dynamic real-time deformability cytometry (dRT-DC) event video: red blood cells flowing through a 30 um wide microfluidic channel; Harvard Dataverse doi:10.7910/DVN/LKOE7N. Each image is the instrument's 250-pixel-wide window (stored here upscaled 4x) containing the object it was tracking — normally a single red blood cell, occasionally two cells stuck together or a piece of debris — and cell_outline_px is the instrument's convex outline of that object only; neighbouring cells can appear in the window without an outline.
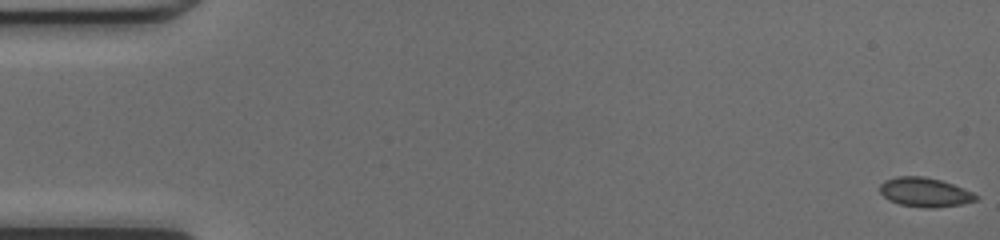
{"species": "common noctule bat (a hibernating species)", "species_latin": "Nyctalus noctula", "temperature_condition": "cold", "stored_images_in_passage": 49, "camera_frame_rate_fps": 3000, "um_per_image_px": 0.085, "animal": {"sex": "female", "body_mass_g": 17.0, "forearm_length_mm": 48.0}, "frame": {"image": 1, "passage_image": 1, "time_ms": 0.0, "image_size_px": [1000, 240], "cell_outline_px": [[980, 200], [960, 204], [932, 208], [928, 208], [900, 204], [888, 200], [880, 192], [880, 184], [884, 180], [896, 176], [924, 176], [940, 180], [964, 188], [980, 196]], "centroid_in_image_um": [78.63, 16.33], "position_along_channel_um": 6.4, "area_um2": 16.42}}
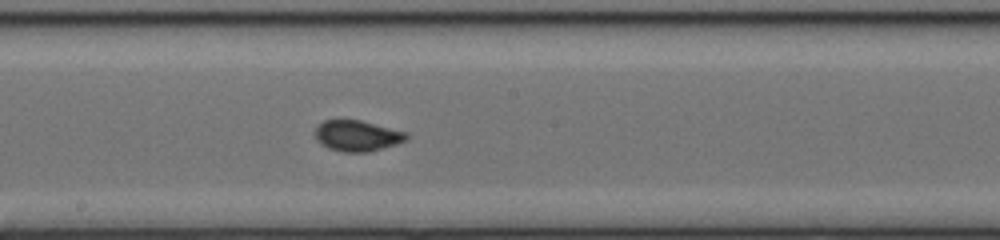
{"frame": {"image": 2, "passage_image": 27, "time_ms": 8.667, "image_size_px": [1000, 240], "cell_outline_px": [[408, 140], [396, 144], [368, 152], [344, 152], [328, 148], [320, 144], [316, 140], [316, 128], [324, 120], [360, 120], [408, 132]], "centroid_in_image_um": [30.38, 11.54], "position_along_channel_um": 217.8, "area_um2": 16.42}}
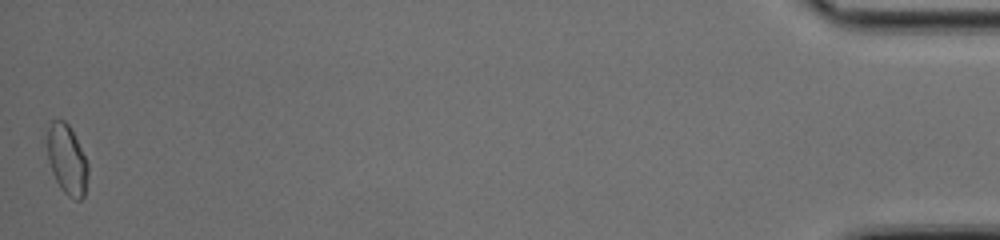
{"frame": {"image": 3, "passage_image": 49, "time_ms": 16.0, "image_size_px": [1000, 240], "cell_outline_px": [[88, 176], [84, 196], [80, 200], [72, 200], [60, 188], [52, 172], [48, 160], [48, 128], [52, 120], [64, 120], [68, 124], [88, 164]], "centroid_in_image_um": [5.7, 13.62], "position_along_channel_um": 429.5, "area_um2": 16.36}, "authors_computed_cell_mechanics": {"area_um2": 16.0684, "velocity_mm_per_s": 4.253, "shape_relaxation_time_tau1_ms": 9.1259, "shape_relaxation_time_tau2_ms": null, "deformation_change_tau1": 0.1353, "deformation_change_tau2": null}}